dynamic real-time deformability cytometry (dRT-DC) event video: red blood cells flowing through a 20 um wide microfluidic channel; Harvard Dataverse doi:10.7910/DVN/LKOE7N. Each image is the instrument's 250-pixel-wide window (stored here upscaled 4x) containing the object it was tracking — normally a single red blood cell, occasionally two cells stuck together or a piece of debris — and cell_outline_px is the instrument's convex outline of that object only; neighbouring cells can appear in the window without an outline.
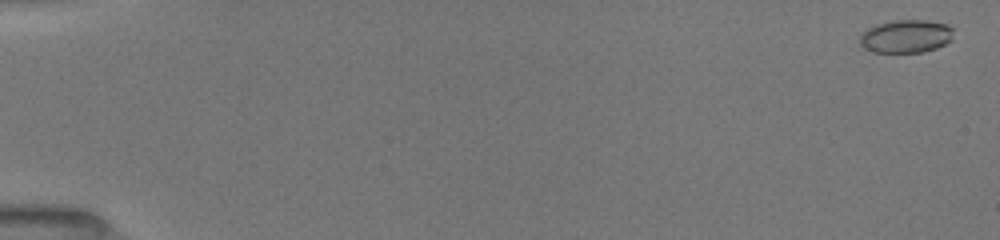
{"species": "common noctule bat (a hibernating species)", "species_latin": "Nyctalus noctula", "temperature_condition": "room temperature", "stored_images_in_passage": 53, "camera_frame_rate_fps": 3000, "um_per_image_px": 0.085, "animal": {"sex": "female", "body_mass_g": 19.5, "forearm_length_mm": 54.1}, "frame": {"image": 1, "passage_image": 2, "time_ms": 0.333, "image_size_px": [1000, 240], "cell_outline_px": [[952, 40], [936, 48], [924, 52], [872, 52], [864, 48], [860, 44], [860, 36], [868, 28], [876, 24], [892, 20], [928, 20], [948, 24], [952, 28]], "centroid_in_image_um": [77.01, 3.08], "position_along_channel_um": 8.0, "area_um2": 18.15}}
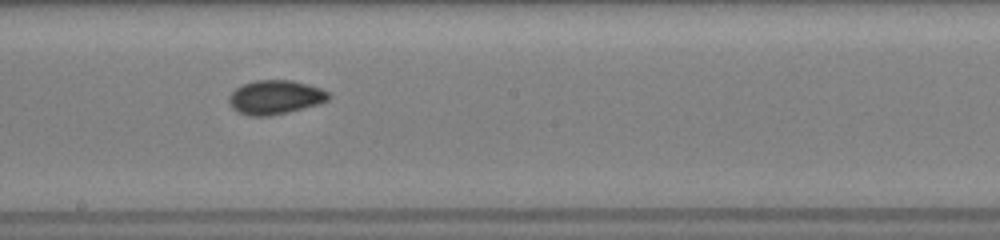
{"frame": {"image": 2, "passage_image": 31, "time_ms": 10.0, "image_size_px": [1000, 240], "cell_outline_px": [[332, 96], [328, 100], [320, 104], [288, 112], [268, 116], [248, 116], [232, 108], [228, 100], [228, 96], [236, 88], [244, 84], [256, 80], [292, 80], [308, 84], [320, 88], [328, 92]], "centroid_in_image_um": [23.41, 8.27], "position_along_channel_um": 224.8, "area_um2": 19.83}}
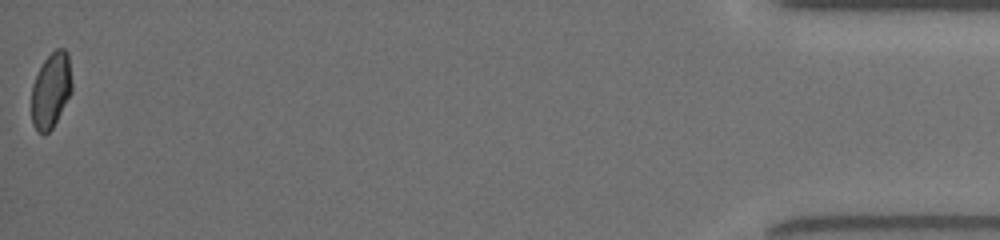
{"frame": {"image": 3, "passage_image": 53, "time_ms": 17.333, "image_size_px": [1000, 240], "cell_outline_px": [[72, 92], [52, 128], [44, 136], [32, 124], [32, 84], [44, 60], [56, 48], [64, 48], [68, 52], [72, 84]], "centroid_in_image_um": [4.35, 7.66], "position_along_channel_um": 430.9, "area_um2": 17.69}, "authors_computed_cell_mechanics": {"area_um2": 18.4382, "velocity_mm_per_s": 3.9928, "shape_relaxation_time_tau1_ms": null, "shape_relaxation_time_tau2_ms": 1.2298, "deformation_change_tau1": null, "deformation_change_tau2": 0.0418}}